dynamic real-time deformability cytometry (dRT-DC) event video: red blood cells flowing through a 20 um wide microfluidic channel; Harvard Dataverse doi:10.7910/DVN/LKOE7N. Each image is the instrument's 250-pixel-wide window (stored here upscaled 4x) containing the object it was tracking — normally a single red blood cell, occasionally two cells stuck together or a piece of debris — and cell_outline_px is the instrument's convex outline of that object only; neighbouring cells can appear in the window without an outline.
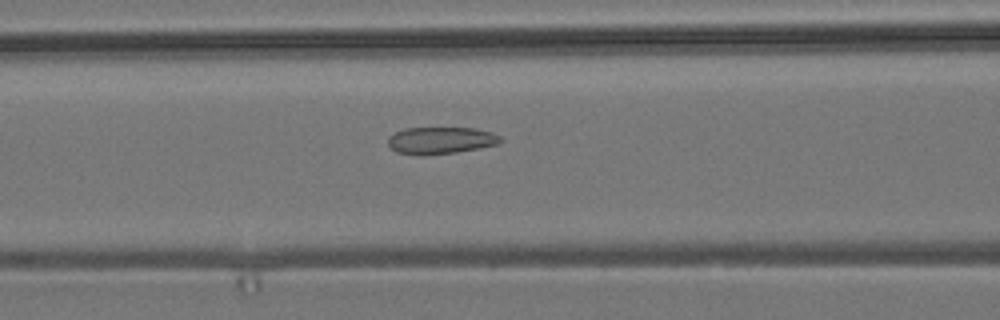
{"species": "common noctule bat (a hibernating species)", "species_latin": "Nyctalus noctula", "temperature_condition": "room temperature", "stored_images_in_passage": 27, "camera_frame_rate_fps": 3000, "um_per_image_px": 0.085, "animal": {"sex": "male", "body_mass_g": 19.2, "forearm_length_mm": 51.8}, "frame": {"image": 1, "passage_image": 5, "time_ms": 1.333, "image_size_px": [1000, 320], "cell_outline_px": [[504, 140], [500, 144], [480, 148], [456, 152], [424, 156], [396, 152], [388, 144], [388, 136], [404, 128], [476, 128], [492, 132], [500, 136]], "centroid_in_image_um": [37.49, 11.94], "position_along_channel_um": 129.1, "area_um2": 17.92}}
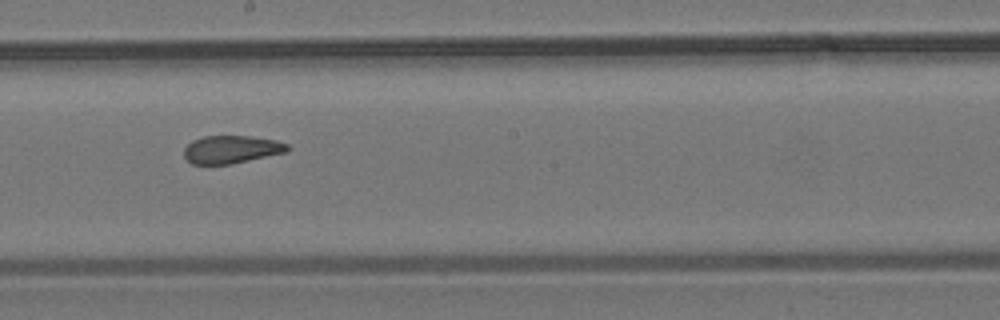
{"frame": {"image": 2, "passage_image": 13, "time_ms": 4.0, "image_size_px": [1000, 320], "cell_outline_px": [[292, 148], [288, 152], [232, 164], [192, 164], [184, 156], [184, 148], [192, 140], [204, 136], [252, 136], [276, 140], [288, 144]], "centroid_in_image_um": [19.71, 12.7], "position_along_channel_um": 228.5, "area_um2": 16.99}}
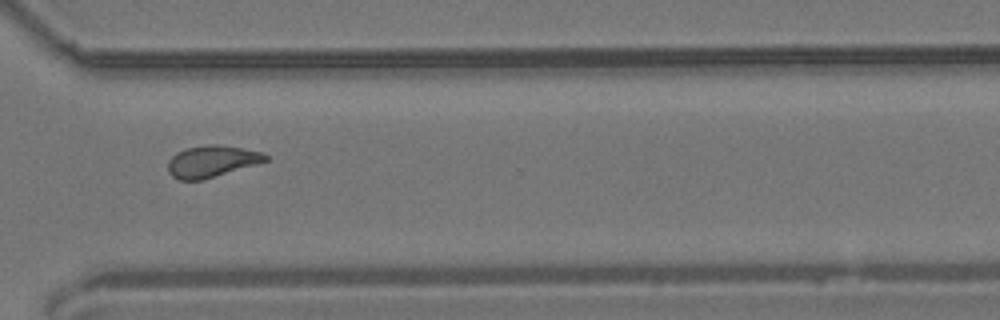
{"frame": {"image": 3, "passage_image": 23, "time_ms": 7.333, "image_size_px": [1000, 320], "cell_outline_px": [[268, 160], [204, 180], [180, 180], [172, 176], [168, 172], [168, 160], [176, 152], [184, 148], [208, 144], [220, 144], [264, 152], [268, 156]], "centroid_in_image_um": [17.98, 13.7], "position_along_channel_um": 352.6, "area_um2": 18.15}}